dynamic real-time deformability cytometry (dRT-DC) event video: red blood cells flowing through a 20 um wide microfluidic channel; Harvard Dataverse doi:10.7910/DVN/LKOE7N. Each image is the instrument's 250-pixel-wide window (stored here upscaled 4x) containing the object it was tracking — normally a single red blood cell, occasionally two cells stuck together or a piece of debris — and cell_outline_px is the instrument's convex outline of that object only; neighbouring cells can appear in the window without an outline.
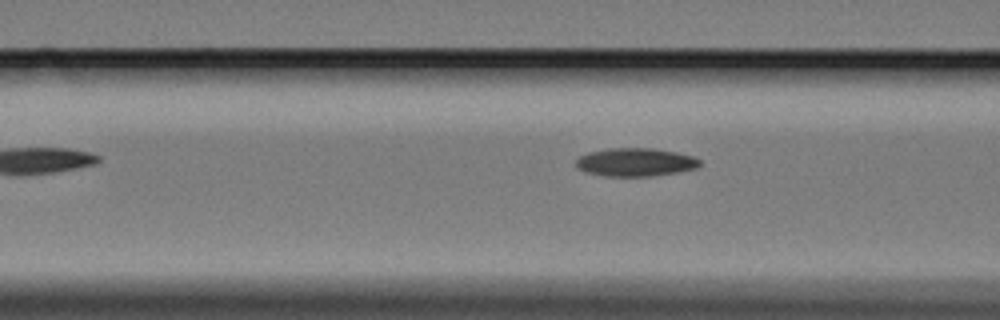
{"species": "Egyptian fruit bat (a non-hibernating species)", "species_latin": "Rousettus aegyptiacus", "temperature_condition": "cold", "stored_images_in_passage": 7, "camera_frame_rate_fps": 3000, "um_per_image_px": 0.085, "animal": {"sex": "female"}, "frame": {"image": 1, "passage_image": 4, "time_ms": 1.0, "image_size_px": [1000, 320], "cell_outline_px": [[700, 164], [696, 168], [680, 172], [652, 176], [604, 176], [588, 172], [580, 168], [576, 164], [576, 160], [580, 156], [588, 152], [608, 148], [652, 148], [676, 152], [692, 156], [700, 160]], "centroid_in_image_um": [54.03, 13.78], "position_along_channel_um": 112.6, "area_um2": 20.29}}